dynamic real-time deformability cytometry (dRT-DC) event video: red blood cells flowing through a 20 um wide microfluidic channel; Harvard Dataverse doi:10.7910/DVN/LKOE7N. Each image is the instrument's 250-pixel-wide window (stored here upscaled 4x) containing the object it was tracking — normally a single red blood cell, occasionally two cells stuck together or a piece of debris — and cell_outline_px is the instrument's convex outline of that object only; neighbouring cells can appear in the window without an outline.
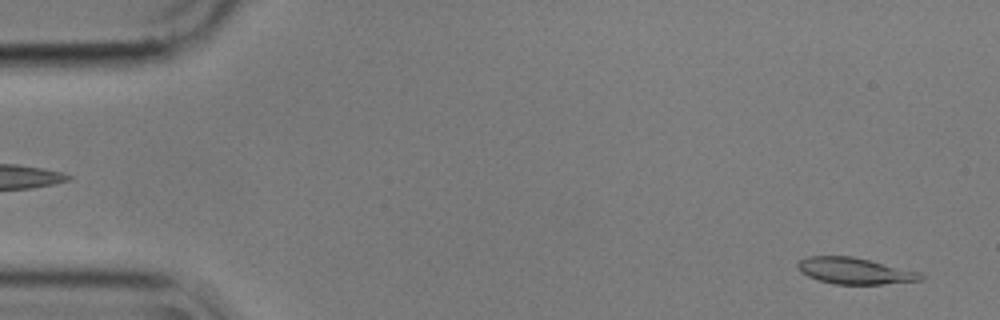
{"species": "common noctule bat (a hibernating species)", "species_latin": "Nyctalus noctula", "temperature_condition": "cold", "stored_images_in_passage": 48, "camera_frame_rate_fps": 3000, "um_per_image_px": 0.085, "animal": {"sex": "male", "body_mass_g": 17.9}, "frame": {"image": 1, "passage_image": 2, "time_ms": 0.333, "image_size_px": [1000, 320], "cell_outline_px": [[924, 276], [920, 280], [884, 284], [832, 284], [816, 280], [800, 272], [796, 268], [796, 264], [800, 260], [808, 256], [852, 256], [920, 272]], "centroid_in_image_um": [72.59, 23.03], "position_along_channel_um": 12.4, "area_um2": 18.9}}
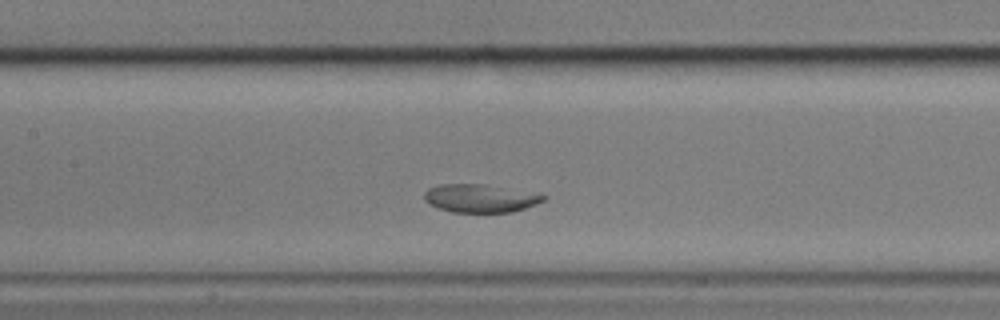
{"frame": {"image": 2, "passage_image": 25, "time_ms": 8.0, "image_size_px": [1000, 320], "cell_outline_px": [[548, 196], [544, 200], [536, 204], [512, 212], [452, 212], [428, 204], [424, 200], [424, 192], [428, 188], [440, 184], [488, 184], [540, 192]], "centroid_in_image_um": [40.88, 16.83], "position_along_channel_um": 166.5, "area_um2": 20.0}}
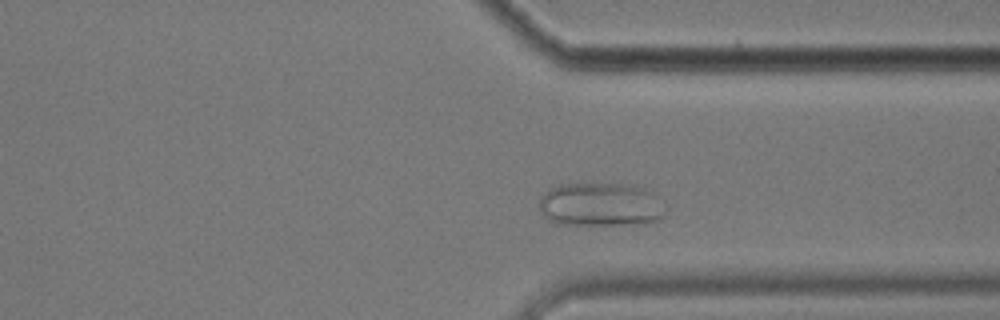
{"frame": {"image": 3, "passage_image": 42, "time_ms": 13.667, "image_size_px": [1000, 320], "cell_outline_px": [[664, 216], [660, 220], [644, 224], [560, 224], [544, 216], [540, 212], [540, 196], [548, 188], [560, 184], [624, 184], [644, 188], [652, 192], [664, 212]], "centroid_in_image_um": [51.01, 17.39], "position_along_channel_um": 360.4, "area_um2": 31.85}}